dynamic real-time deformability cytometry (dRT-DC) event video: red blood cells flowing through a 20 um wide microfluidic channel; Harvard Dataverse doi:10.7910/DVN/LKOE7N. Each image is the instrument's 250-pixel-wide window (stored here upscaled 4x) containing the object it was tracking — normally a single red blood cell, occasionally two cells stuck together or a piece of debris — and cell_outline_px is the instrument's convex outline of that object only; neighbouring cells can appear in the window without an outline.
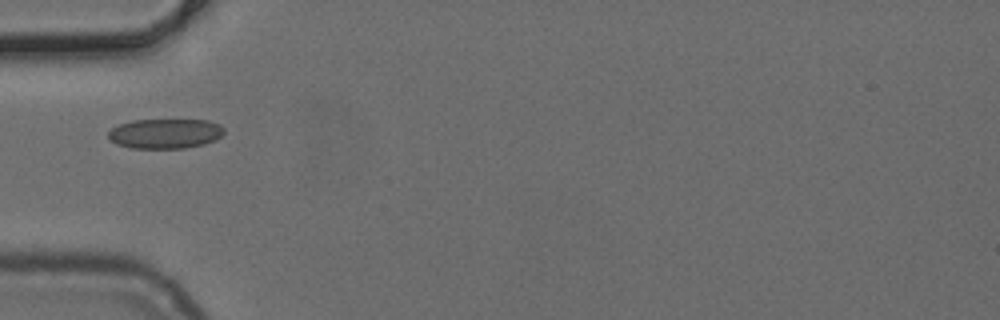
{"species": "common noctule bat (a hibernating species)", "species_latin": "Nyctalus noctula", "temperature_condition": "cold", "stored_images_in_passage": 36, "camera_frame_rate_fps": 3000, "um_per_image_px": 0.085, "animal": {"sex": "female", "body_mass_g": 24.6, "forearm_length_mm": 56.2}, "frame": {"image": 1, "passage_image": 1, "time_ms": 0.0, "image_size_px": [1000, 320], "cell_outline_px": [[224, 132], [216, 140], [204, 144], [184, 148], [132, 148], [116, 144], [108, 136], [108, 132], [112, 128], [120, 124], [132, 120], [208, 120], [220, 124], [224, 128]], "centroid_in_image_um": [14.06, 11.35], "position_along_channel_um": 70.9, "area_um2": 20.11}}
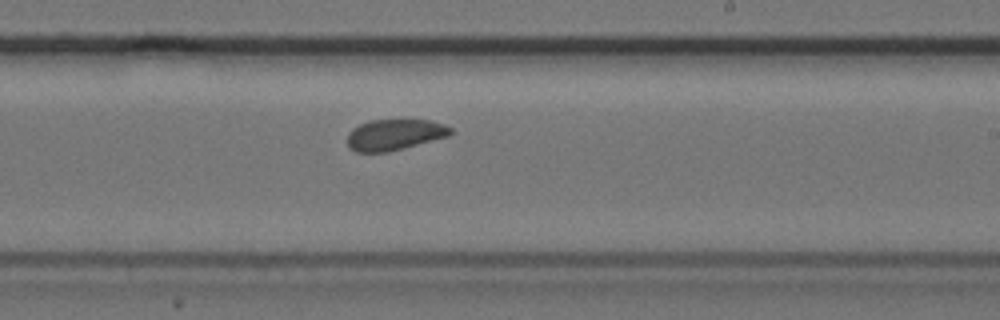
{"frame": {"image": 2, "passage_image": 15, "time_ms": 4.667, "image_size_px": [1000, 320], "cell_outline_px": [[452, 132], [448, 136], [388, 152], [356, 152], [348, 148], [348, 132], [352, 128], [360, 124], [372, 120], [428, 120], [444, 124], [452, 128]], "centroid_in_image_um": [33.51, 11.45], "position_along_channel_um": 255.5, "area_um2": 18.55}}
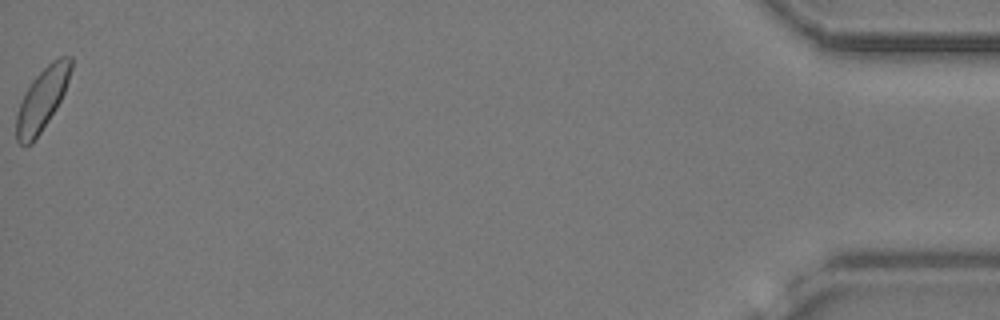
{"frame": {"image": 3, "passage_image": 36, "time_ms": 11.667, "image_size_px": [1000, 320], "cell_outline_px": [[72, 68], [64, 92], [56, 108], [32, 144], [24, 148], [16, 140], [16, 116], [20, 104], [32, 80], [52, 60], [60, 56], [72, 56]], "centroid_in_image_um": [3.57, 8.46], "position_along_channel_um": 431.6, "area_um2": 19.54}}